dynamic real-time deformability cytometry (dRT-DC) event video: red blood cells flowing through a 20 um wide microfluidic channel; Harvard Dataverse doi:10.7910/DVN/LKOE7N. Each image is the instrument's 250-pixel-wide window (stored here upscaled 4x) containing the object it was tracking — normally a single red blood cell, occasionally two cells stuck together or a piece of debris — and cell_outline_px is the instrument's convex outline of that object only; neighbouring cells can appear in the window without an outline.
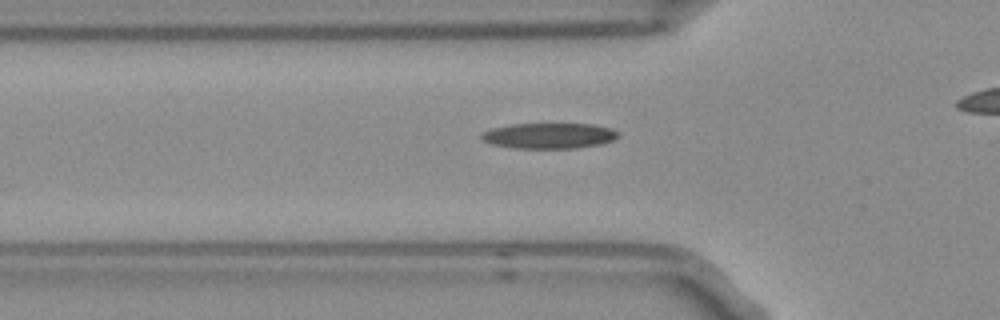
{"species": "Egyptian fruit bat (a non-hibernating species)", "species_latin": "Rousettus aegyptiacus", "temperature_condition": "room temperature", "stored_images_in_passage": 35, "camera_frame_rate_fps": 3000, "um_per_image_px": 0.085, "frame": {"image": 1, "passage_image": 9, "time_ms": 2.667, "image_size_px": [1000, 320], "cell_outline_px": [[620, 136], [612, 140], [600, 144], [576, 148], [512, 148], [492, 144], [484, 140], [480, 136], [480, 132], [492, 128], [512, 124], [592, 124], [612, 128]], "centroid_in_image_um": [46.65, 11.53], "position_along_channel_um": 79.2, "area_um2": 20.35}}
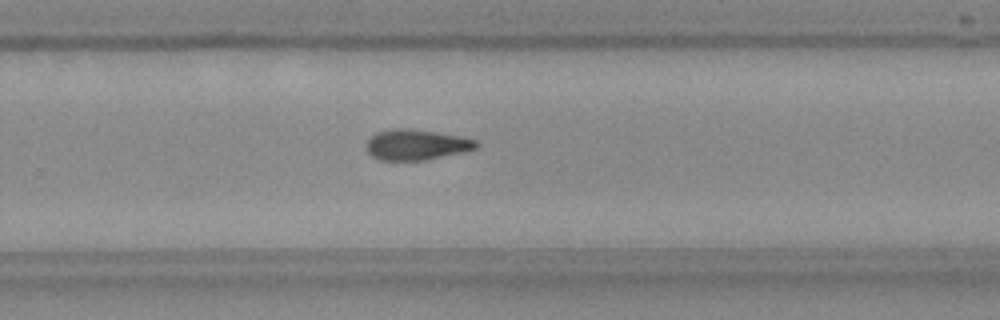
{"frame": {"image": 2, "passage_image": 26, "time_ms": 8.333, "image_size_px": [1000, 320], "cell_outline_px": [[480, 144], [476, 148], [464, 152], [424, 160], [380, 160], [372, 156], [368, 152], [368, 140], [376, 132], [388, 128], [412, 128], [460, 136], [476, 140]], "centroid_in_image_um": [35.4, 12.28], "position_along_channel_um": 294.4, "area_um2": 19.59}}
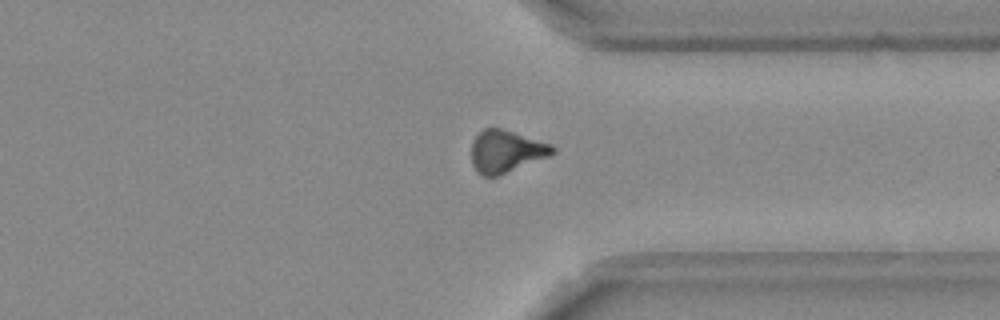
{"frame": {"image": 3, "passage_image": 32, "time_ms": 10.333, "image_size_px": [1000, 320], "cell_outline_px": [[556, 152], [548, 156], [496, 176], [484, 176], [476, 172], [472, 164], [472, 140], [484, 128], [500, 128], [552, 144], [556, 148]], "centroid_in_image_um": [43.0, 12.86], "position_along_channel_um": 368.4, "area_um2": 19.71}}